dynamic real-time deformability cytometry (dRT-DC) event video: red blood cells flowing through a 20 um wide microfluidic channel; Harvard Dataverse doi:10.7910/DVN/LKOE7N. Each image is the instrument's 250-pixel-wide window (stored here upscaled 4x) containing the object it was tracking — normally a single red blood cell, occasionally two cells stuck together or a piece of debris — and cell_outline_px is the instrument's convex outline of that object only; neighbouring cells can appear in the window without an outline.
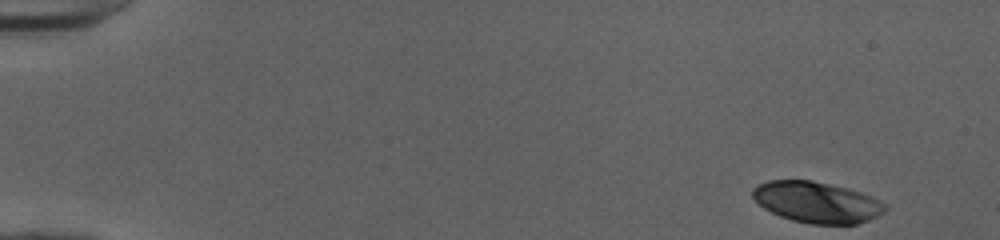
{"species": "human", "species_latin": "Homo sapiens", "temperature_condition": "cold", "stored_images_in_passage": 49, "camera_frame_rate_fps": 3000, "um_per_image_px": 0.085, "donor": {"sex": "female"}, "frame": {"image": 1, "passage_image": 1, "time_ms": 0.0, "image_size_px": [1000, 240], "cell_outline_px": [[888, 208], [884, 212], [868, 220], [856, 224], [812, 224], [792, 220], [780, 216], [764, 208], [752, 196], [752, 188], [756, 184], [768, 180], [812, 180], [860, 192], [884, 204]], "centroid_in_image_um": [69.37, 17.19], "position_along_channel_um": 15.6, "area_um2": 31.33}}
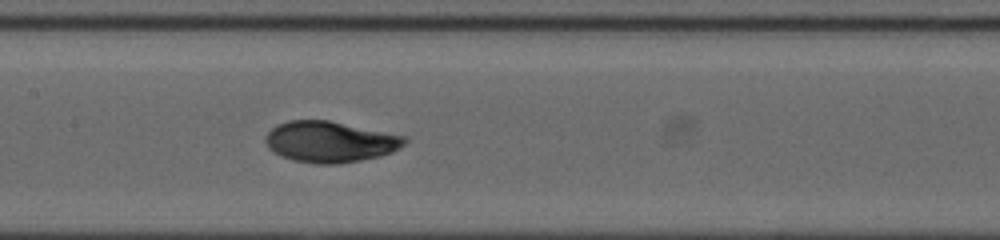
{"frame": {"image": 2, "passage_image": 24, "time_ms": 7.667, "image_size_px": [1000, 240], "cell_outline_px": [[408, 140], [404, 144], [392, 152], [380, 156], [340, 164], [316, 164], [292, 160], [280, 156], [268, 148], [264, 140], [264, 136], [276, 124], [288, 120], [328, 120], [408, 136]], "centroid_in_image_um": [28.03, 12.05], "position_along_channel_um": 179.4, "area_um2": 33.58}}
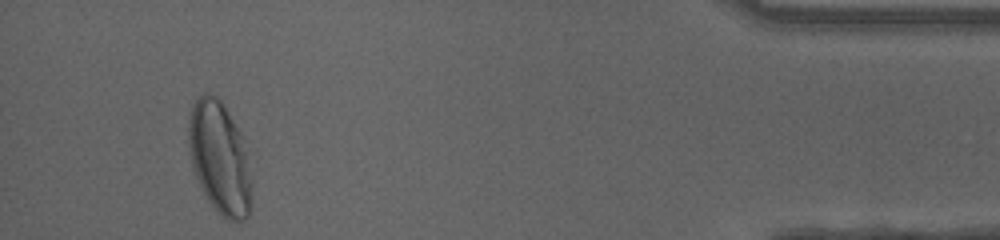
{"frame": {"image": 3, "passage_image": 46, "time_ms": 15.0, "image_size_px": [1000, 240], "cell_outline_px": [[252, 208], [248, 216], [244, 220], [228, 220], [220, 216], [216, 212], [208, 200], [192, 172], [188, 144], [188, 120], [192, 104], [204, 92], [208, 92], [216, 96], [224, 104], [240, 132], [252, 176]], "centroid_in_image_um": [18.66, 13.46], "position_along_channel_um": 416.5, "area_um2": 42.02}, "authors_computed_cell_mechanics": {"area_um2": 33.235, "velocity_mm_per_s": 4.0093, "shape_relaxation_time_tau1_ms": 4.1974, "shape_relaxation_time_tau2_ms": 1.0534, "deformation_change_tau1": 0.1957, "deformation_change_tau2": 0.0432}}